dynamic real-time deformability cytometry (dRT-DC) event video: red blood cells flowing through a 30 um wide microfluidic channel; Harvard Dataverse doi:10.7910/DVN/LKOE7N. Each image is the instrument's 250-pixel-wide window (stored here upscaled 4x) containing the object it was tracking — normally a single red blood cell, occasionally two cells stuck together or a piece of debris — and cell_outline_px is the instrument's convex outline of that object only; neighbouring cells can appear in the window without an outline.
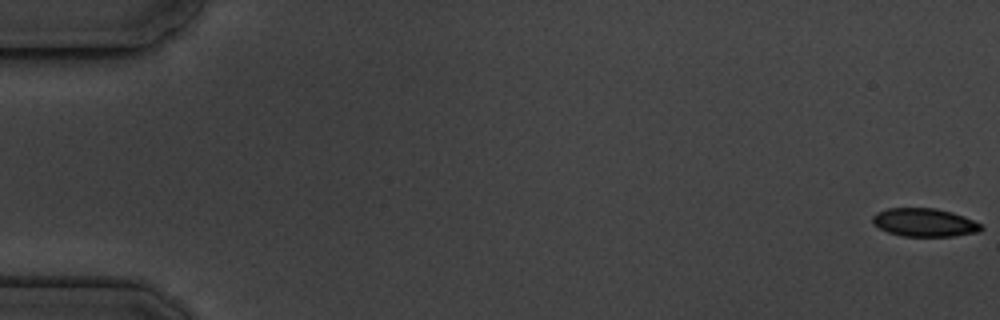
{"species": "common noctule bat (a hibernating species)", "species_latin": "Nyctalus noctula", "temperature_condition": "cold", "stored_images_in_passage": 8, "camera_frame_rate_fps": 3000, "um_per_image_px": 0.085, "animal": {"sex": "male", "body_mass_g": 19.5, "forearm_length_mm": 54.6}, "frame": {"image": 1, "passage_image": 1, "time_ms": 0.0, "image_size_px": [1000, 320], "cell_outline_px": [[984, 228], [980, 232], [952, 236], [904, 236], [888, 232], [880, 228], [872, 220], [872, 216], [876, 212], [888, 208], [936, 208], [952, 212], [964, 216], [980, 224]], "centroid_in_image_um": [78.59, 18.9], "position_along_channel_um": 6.4, "area_um2": 17.8}}
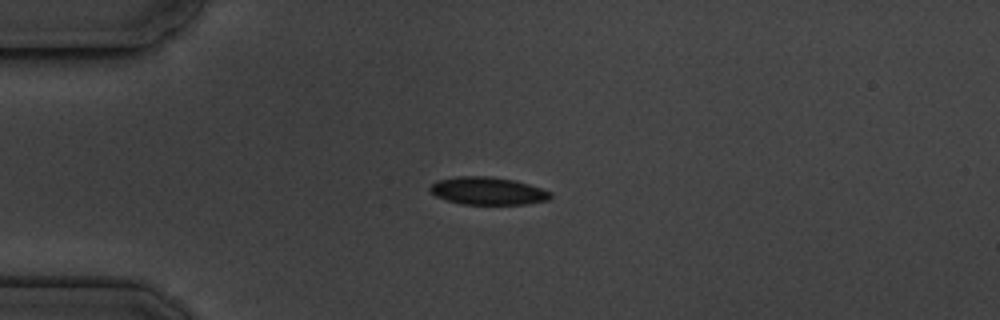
{"frame": {"image": 2, "passage_image": 5, "time_ms": 4.667, "image_size_px": [1000, 320], "cell_outline_px": [[552, 196], [548, 200], [528, 204], [460, 204], [436, 196], [428, 188], [436, 180], [456, 176], [492, 176], [512, 180], [528, 184], [552, 192]], "centroid_in_image_um": [41.45, 16.22], "position_along_channel_um": 43.5, "area_um2": 19.42}}
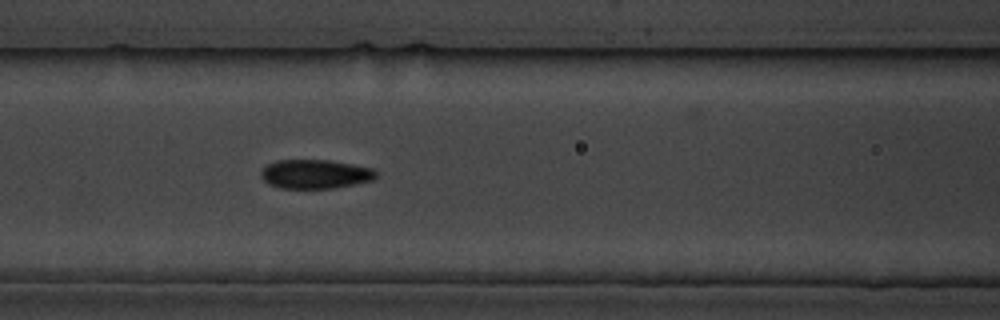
{"frame": {"image": 3, "passage_image": 8, "time_ms": 8.0, "image_size_px": [1000, 320], "cell_outline_px": [[376, 176], [372, 180], [332, 188], [280, 188], [268, 184], [260, 176], [260, 172], [268, 164], [276, 160], [328, 160], [352, 164], [372, 168], [376, 172]], "centroid_in_image_um": [26.75, 14.79], "position_along_channel_um": 139.8, "area_um2": 19.31}}